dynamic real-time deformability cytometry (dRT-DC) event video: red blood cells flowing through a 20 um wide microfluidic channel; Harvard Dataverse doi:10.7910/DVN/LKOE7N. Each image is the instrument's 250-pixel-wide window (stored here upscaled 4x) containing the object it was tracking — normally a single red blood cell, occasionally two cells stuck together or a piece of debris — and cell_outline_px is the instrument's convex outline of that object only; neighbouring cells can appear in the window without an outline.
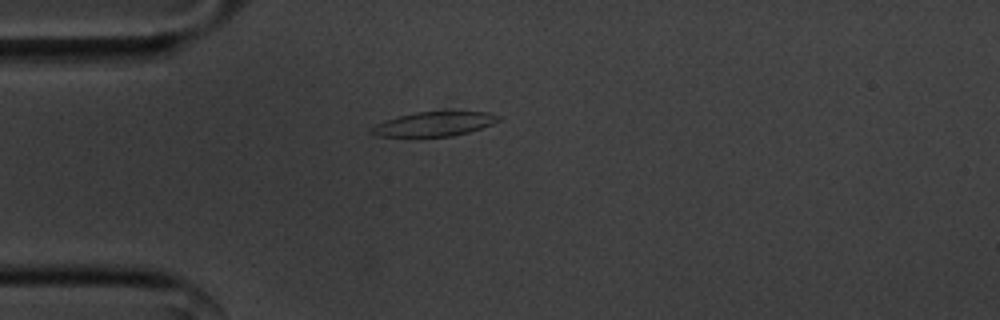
{"species": "common noctule bat (a hibernating species)", "species_latin": "Nyctalus noctula", "temperature_condition": "cold", "stored_images_in_passage": 35, "camera_frame_rate_fps": 3000, "um_per_image_px": 0.085, "animal": {"sex": "male", "body_mass_g": 20.1, "forearm_length_mm": 53.5}, "frame": {"image": 1, "passage_image": 2, "time_ms": 0.333, "image_size_px": [1000, 320], "cell_outline_px": [[500, 120], [492, 124], [468, 132], [452, 136], [376, 136], [368, 132], [368, 128], [384, 120], [416, 112], [488, 112], [500, 116]], "centroid_in_image_um": [36.85, 10.54], "position_along_channel_um": 48.2, "area_um2": 17.86}}
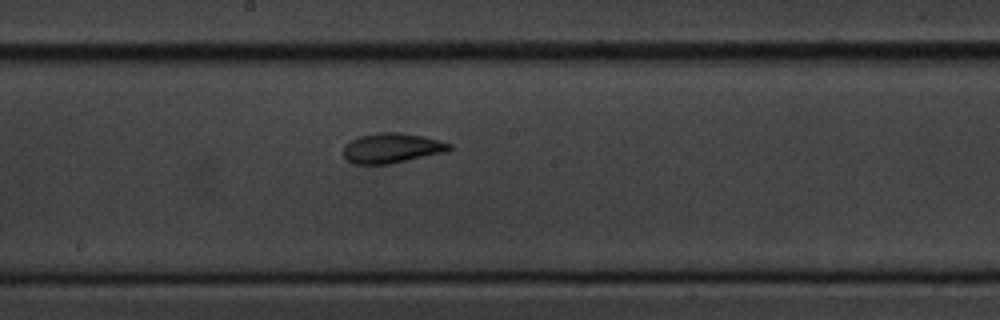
{"frame": {"image": 2, "passage_image": 17, "time_ms": 5.333, "image_size_px": [1000, 320], "cell_outline_px": [[452, 148], [448, 152], [388, 164], [352, 164], [344, 156], [344, 144], [360, 136], [380, 132], [404, 132], [424, 136], [440, 140], [452, 144]], "centroid_in_image_um": [33.35, 12.58], "position_along_channel_um": 214.9, "area_um2": 18.67}}
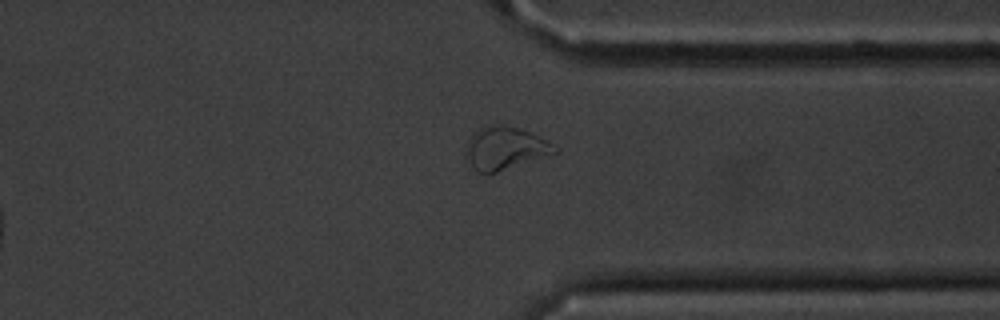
{"frame": {"image": 3, "passage_image": 30, "time_ms": 9.667, "image_size_px": [1000, 320], "cell_outline_px": [[560, 148], [556, 152], [484, 176], [476, 172], [472, 168], [464, 156], [464, 148], [468, 140], [484, 124], [500, 124], [520, 128], [548, 140]], "centroid_in_image_um": [42.86, 12.6], "position_along_channel_um": 368.5, "area_um2": 22.43}, "authors_computed_cell_mechanics": {"area_um2": 18.3804, "velocity_mm_per_s": 3.5781, "shape_relaxation_time_tau1_ms": 3.3112, "shape_relaxation_time_tau2_ms": 3.0669, "deformation_change_tau1": 0.1262, "deformation_change_tau2": 0.0756}}